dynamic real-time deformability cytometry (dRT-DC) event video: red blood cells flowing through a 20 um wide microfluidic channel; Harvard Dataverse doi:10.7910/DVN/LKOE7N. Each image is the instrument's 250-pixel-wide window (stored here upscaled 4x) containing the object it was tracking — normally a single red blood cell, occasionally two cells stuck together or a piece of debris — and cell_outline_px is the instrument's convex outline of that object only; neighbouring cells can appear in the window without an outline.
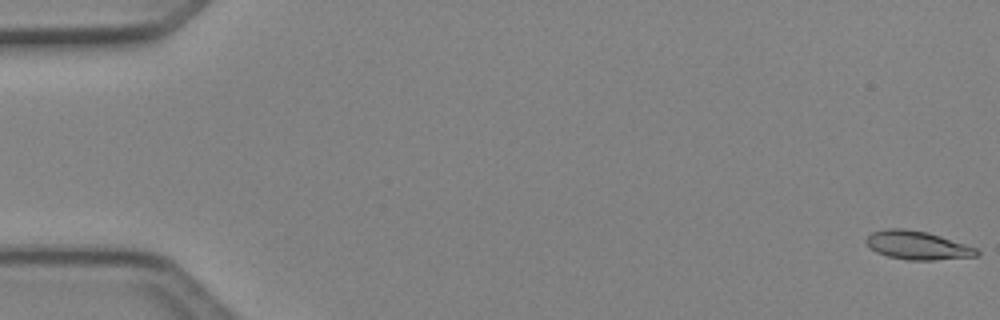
{"species": "Egyptian fruit bat (a non-hibernating species)", "species_latin": "Rousettus aegyptiacus", "temperature_condition": "cold", "stored_images_in_passage": 51, "camera_frame_rate_fps": 3000, "um_per_image_px": 0.085, "animal": {"sex": "female"}, "frame": {"image": 1, "passage_image": 1, "time_ms": 0.0, "image_size_px": [1000, 320], "cell_outline_px": [[980, 256], [936, 260], [908, 260], [888, 256], [876, 252], [864, 240], [872, 232], [888, 228], [904, 228], [928, 232], [976, 248], [980, 252]], "centroid_in_image_um": [78.0, 20.85], "position_along_channel_um": 7.0, "area_um2": 18.32}}
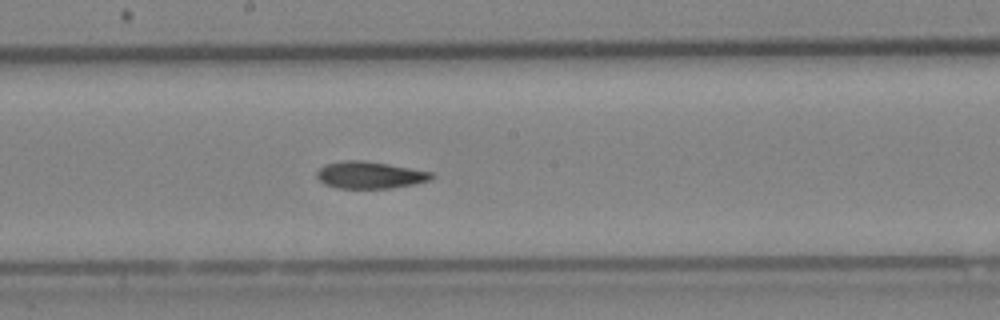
{"frame": {"image": 2, "passage_image": 28, "time_ms": 9.0, "image_size_px": [1000, 320], "cell_outline_px": [[436, 176], [432, 180], [416, 184], [388, 188], [340, 188], [324, 184], [316, 176], [316, 172], [324, 164], [340, 160], [360, 160], [388, 164], [432, 172]], "centroid_in_image_um": [31.45, 14.87], "position_along_channel_um": 216.8, "area_um2": 18.15}}
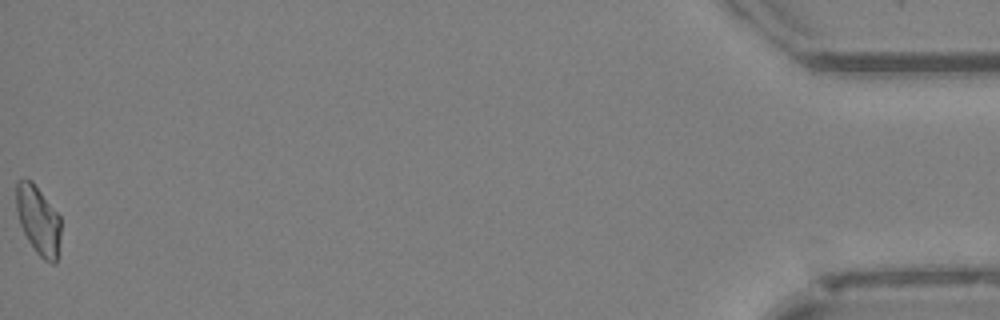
{"frame": {"image": 3, "passage_image": 51, "time_ms": 16.667, "image_size_px": [1000, 320], "cell_outline_px": [[60, 240], [56, 264], [52, 264], [44, 260], [36, 252], [28, 240], [20, 224], [16, 212], [16, 184], [20, 180], [32, 180], [60, 216]], "centroid_in_image_um": [3.26, 18.73], "position_along_channel_um": 431.9, "area_um2": 17.86}, "authors_computed_cell_mechanics": {"area_um2": 17.918, "velocity_mm_per_s": 4.0826, "shape_relaxation_time_tau1_ms": 6.2602, "shape_relaxation_time_tau2_ms": 6.7447, "deformation_change_tau1": 0.1555, "deformation_change_tau2": 0.1327}}